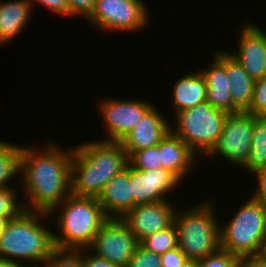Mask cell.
Returning <instances> with one entry per match:
<instances>
[{"label": "cell", "mask_w": 266, "mask_h": 267, "mask_svg": "<svg viewBox=\"0 0 266 267\" xmlns=\"http://www.w3.org/2000/svg\"><path fill=\"white\" fill-rule=\"evenodd\" d=\"M32 147L22 146L20 152L17 183H22L18 186L26 192L23 207L27 211L50 213L71 194L73 146L66 151L53 142L44 150Z\"/></svg>", "instance_id": "1"}, {"label": "cell", "mask_w": 266, "mask_h": 267, "mask_svg": "<svg viewBox=\"0 0 266 267\" xmlns=\"http://www.w3.org/2000/svg\"><path fill=\"white\" fill-rule=\"evenodd\" d=\"M128 154L120 142L97 140L73 147L71 194L98 197L105 185L128 166Z\"/></svg>", "instance_id": "2"}, {"label": "cell", "mask_w": 266, "mask_h": 267, "mask_svg": "<svg viewBox=\"0 0 266 267\" xmlns=\"http://www.w3.org/2000/svg\"><path fill=\"white\" fill-rule=\"evenodd\" d=\"M49 217L46 212L23 210L10 219L0 236V260L19 265L27 262L29 267H42L56 249L54 231L42 222Z\"/></svg>", "instance_id": "3"}, {"label": "cell", "mask_w": 266, "mask_h": 267, "mask_svg": "<svg viewBox=\"0 0 266 267\" xmlns=\"http://www.w3.org/2000/svg\"><path fill=\"white\" fill-rule=\"evenodd\" d=\"M49 215L56 216V225L53 226L58 229L53 233L55 247L71 250L88 248L108 219L96 197L74 194H70Z\"/></svg>", "instance_id": "4"}, {"label": "cell", "mask_w": 266, "mask_h": 267, "mask_svg": "<svg viewBox=\"0 0 266 267\" xmlns=\"http://www.w3.org/2000/svg\"><path fill=\"white\" fill-rule=\"evenodd\" d=\"M248 199L228 222L220 223V248L241 260L259 258L266 248V205Z\"/></svg>", "instance_id": "5"}, {"label": "cell", "mask_w": 266, "mask_h": 267, "mask_svg": "<svg viewBox=\"0 0 266 267\" xmlns=\"http://www.w3.org/2000/svg\"><path fill=\"white\" fill-rule=\"evenodd\" d=\"M199 204L183 212L178 208L174 219L178 247L189 260L195 261L220 248V219L216 217L215 207L210 199Z\"/></svg>", "instance_id": "6"}, {"label": "cell", "mask_w": 266, "mask_h": 267, "mask_svg": "<svg viewBox=\"0 0 266 267\" xmlns=\"http://www.w3.org/2000/svg\"><path fill=\"white\" fill-rule=\"evenodd\" d=\"M171 131L197 156L205 157L220 137L228 114L207 101L177 112Z\"/></svg>", "instance_id": "7"}, {"label": "cell", "mask_w": 266, "mask_h": 267, "mask_svg": "<svg viewBox=\"0 0 266 267\" xmlns=\"http://www.w3.org/2000/svg\"><path fill=\"white\" fill-rule=\"evenodd\" d=\"M143 0H96L94 10L87 18L95 30H144L149 25L150 12Z\"/></svg>", "instance_id": "8"}, {"label": "cell", "mask_w": 266, "mask_h": 267, "mask_svg": "<svg viewBox=\"0 0 266 267\" xmlns=\"http://www.w3.org/2000/svg\"><path fill=\"white\" fill-rule=\"evenodd\" d=\"M255 115L249 112L228 114L223 130L207 159L223 158L243 168L252 144Z\"/></svg>", "instance_id": "9"}, {"label": "cell", "mask_w": 266, "mask_h": 267, "mask_svg": "<svg viewBox=\"0 0 266 267\" xmlns=\"http://www.w3.org/2000/svg\"><path fill=\"white\" fill-rule=\"evenodd\" d=\"M139 242L121 218H108L88 249L119 267H127Z\"/></svg>", "instance_id": "10"}, {"label": "cell", "mask_w": 266, "mask_h": 267, "mask_svg": "<svg viewBox=\"0 0 266 267\" xmlns=\"http://www.w3.org/2000/svg\"><path fill=\"white\" fill-rule=\"evenodd\" d=\"M153 105L144 99L103 98L98 109L108 136L102 140L120 142Z\"/></svg>", "instance_id": "11"}, {"label": "cell", "mask_w": 266, "mask_h": 267, "mask_svg": "<svg viewBox=\"0 0 266 267\" xmlns=\"http://www.w3.org/2000/svg\"><path fill=\"white\" fill-rule=\"evenodd\" d=\"M240 28V36L238 41L236 40L237 49L228 53L242 65L253 80L262 79L266 77V30L248 21H244Z\"/></svg>", "instance_id": "12"}, {"label": "cell", "mask_w": 266, "mask_h": 267, "mask_svg": "<svg viewBox=\"0 0 266 267\" xmlns=\"http://www.w3.org/2000/svg\"><path fill=\"white\" fill-rule=\"evenodd\" d=\"M129 178L133 195V208L136 205L171 200L167 195L182 183L173 173L163 168L140 171L129 165Z\"/></svg>", "instance_id": "13"}, {"label": "cell", "mask_w": 266, "mask_h": 267, "mask_svg": "<svg viewBox=\"0 0 266 267\" xmlns=\"http://www.w3.org/2000/svg\"><path fill=\"white\" fill-rule=\"evenodd\" d=\"M178 207L171 200L136 205L121 219L134 233L138 242L174 224Z\"/></svg>", "instance_id": "14"}, {"label": "cell", "mask_w": 266, "mask_h": 267, "mask_svg": "<svg viewBox=\"0 0 266 267\" xmlns=\"http://www.w3.org/2000/svg\"><path fill=\"white\" fill-rule=\"evenodd\" d=\"M153 105L129 134L120 141L128 157L136 151L147 149L159 142L171 131L166 117Z\"/></svg>", "instance_id": "15"}, {"label": "cell", "mask_w": 266, "mask_h": 267, "mask_svg": "<svg viewBox=\"0 0 266 267\" xmlns=\"http://www.w3.org/2000/svg\"><path fill=\"white\" fill-rule=\"evenodd\" d=\"M159 151L161 168L173 173L180 181L199 163L198 156L172 131L159 142Z\"/></svg>", "instance_id": "16"}, {"label": "cell", "mask_w": 266, "mask_h": 267, "mask_svg": "<svg viewBox=\"0 0 266 267\" xmlns=\"http://www.w3.org/2000/svg\"><path fill=\"white\" fill-rule=\"evenodd\" d=\"M97 199L108 218H122L133 209L129 164L105 185Z\"/></svg>", "instance_id": "17"}, {"label": "cell", "mask_w": 266, "mask_h": 267, "mask_svg": "<svg viewBox=\"0 0 266 267\" xmlns=\"http://www.w3.org/2000/svg\"><path fill=\"white\" fill-rule=\"evenodd\" d=\"M213 56L207 68H200L207 84L206 101L227 114L239 113L241 111L232 101L226 66L215 55Z\"/></svg>", "instance_id": "18"}, {"label": "cell", "mask_w": 266, "mask_h": 267, "mask_svg": "<svg viewBox=\"0 0 266 267\" xmlns=\"http://www.w3.org/2000/svg\"><path fill=\"white\" fill-rule=\"evenodd\" d=\"M227 50H217L213 53L225 66L230 85L233 104L246 112L251 107L255 80L244 70L242 65L233 58Z\"/></svg>", "instance_id": "19"}, {"label": "cell", "mask_w": 266, "mask_h": 267, "mask_svg": "<svg viewBox=\"0 0 266 267\" xmlns=\"http://www.w3.org/2000/svg\"><path fill=\"white\" fill-rule=\"evenodd\" d=\"M171 106L173 114L206 102L207 84L199 71L187 72L174 84Z\"/></svg>", "instance_id": "20"}, {"label": "cell", "mask_w": 266, "mask_h": 267, "mask_svg": "<svg viewBox=\"0 0 266 267\" xmlns=\"http://www.w3.org/2000/svg\"><path fill=\"white\" fill-rule=\"evenodd\" d=\"M32 12L27 0H0V45H7L24 30Z\"/></svg>", "instance_id": "21"}, {"label": "cell", "mask_w": 266, "mask_h": 267, "mask_svg": "<svg viewBox=\"0 0 266 267\" xmlns=\"http://www.w3.org/2000/svg\"><path fill=\"white\" fill-rule=\"evenodd\" d=\"M266 165V116L255 115L252 144L249 151L245 172L253 174Z\"/></svg>", "instance_id": "22"}, {"label": "cell", "mask_w": 266, "mask_h": 267, "mask_svg": "<svg viewBox=\"0 0 266 267\" xmlns=\"http://www.w3.org/2000/svg\"><path fill=\"white\" fill-rule=\"evenodd\" d=\"M20 145L0 140V187H15L11 180L16 181L20 175ZM17 176V177H16Z\"/></svg>", "instance_id": "23"}, {"label": "cell", "mask_w": 266, "mask_h": 267, "mask_svg": "<svg viewBox=\"0 0 266 267\" xmlns=\"http://www.w3.org/2000/svg\"><path fill=\"white\" fill-rule=\"evenodd\" d=\"M139 244L155 254L162 255L178 246V231L173 224L142 239Z\"/></svg>", "instance_id": "24"}, {"label": "cell", "mask_w": 266, "mask_h": 267, "mask_svg": "<svg viewBox=\"0 0 266 267\" xmlns=\"http://www.w3.org/2000/svg\"><path fill=\"white\" fill-rule=\"evenodd\" d=\"M129 165L140 171H152L161 168L159 144L133 152L128 157Z\"/></svg>", "instance_id": "25"}, {"label": "cell", "mask_w": 266, "mask_h": 267, "mask_svg": "<svg viewBox=\"0 0 266 267\" xmlns=\"http://www.w3.org/2000/svg\"><path fill=\"white\" fill-rule=\"evenodd\" d=\"M18 189V190H17ZM0 187V217L9 220L17 217L23 210V202L19 196V187ZM19 197V198H17Z\"/></svg>", "instance_id": "26"}, {"label": "cell", "mask_w": 266, "mask_h": 267, "mask_svg": "<svg viewBox=\"0 0 266 267\" xmlns=\"http://www.w3.org/2000/svg\"><path fill=\"white\" fill-rule=\"evenodd\" d=\"M42 267H83L82 249H55Z\"/></svg>", "instance_id": "27"}, {"label": "cell", "mask_w": 266, "mask_h": 267, "mask_svg": "<svg viewBox=\"0 0 266 267\" xmlns=\"http://www.w3.org/2000/svg\"><path fill=\"white\" fill-rule=\"evenodd\" d=\"M242 260L232 253L219 248L205 258L198 260L199 267H241Z\"/></svg>", "instance_id": "28"}, {"label": "cell", "mask_w": 266, "mask_h": 267, "mask_svg": "<svg viewBox=\"0 0 266 267\" xmlns=\"http://www.w3.org/2000/svg\"><path fill=\"white\" fill-rule=\"evenodd\" d=\"M127 267H162L161 256L138 244Z\"/></svg>", "instance_id": "29"}, {"label": "cell", "mask_w": 266, "mask_h": 267, "mask_svg": "<svg viewBox=\"0 0 266 267\" xmlns=\"http://www.w3.org/2000/svg\"><path fill=\"white\" fill-rule=\"evenodd\" d=\"M246 112L266 116V77L255 81L251 107Z\"/></svg>", "instance_id": "30"}, {"label": "cell", "mask_w": 266, "mask_h": 267, "mask_svg": "<svg viewBox=\"0 0 266 267\" xmlns=\"http://www.w3.org/2000/svg\"><path fill=\"white\" fill-rule=\"evenodd\" d=\"M161 256L162 267H183L189 261L183 251L177 246Z\"/></svg>", "instance_id": "31"}, {"label": "cell", "mask_w": 266, "mask_h": 267, "mask_svg": "<svg viewBox=\"0 0 266 267\" xmlns=\"http://www.w3.org/2000/svg\"><path fill=\"white\" fill-rule=\"evenodd\" d=\"M96 0H67L70 17L81 15L88 18L94 10Z\"/></svg>", "instance_id": "32"}, {"label": "cell", "mask_w": 266, "mask_h": 267, "mask_svg": "<svg viewBox=\"0 0 266 267\" xmlns=\"http://www.w3.org/2000/svg\"><path fill=\"white\" fill-rule=\"evenodd\" d=\"M32 7L34 8V4L38 3V5H43L48 11H52V13H57L60 16H68L70 17V11L68 9L67 0H27Z\"/></svg>", "instance_id": "33"}, {"label": "cell", "mask_w": 266, "mask_h": 267, "mask_svg": "<svg viewBox=\"0 0 266 267\" xmlns=\"http://www.w3.org/2000/svg\"><path fill=\"white\" fill-rule=\"evenodd\" d=\"M82 263L83 267H119L107 259L95 255L88 248L82 249Z\"/></svg>", "instance_id": "34"}, {"label": "cell", "mask_w": 266, "mask_h": 267, "mask_svg": "<svg viewBox=\"0 0 266 267\" xmlns=\"http://www.w3.org/2000/svg\"><path fill=\"white\" fill-rule=\"evenodd\" d=\"M252 175L256 176L258 184L251 196L266 205V165L254 172Z\"/></svg>", "instance_id": "35"}, {"label": "cell", "mask_w": 266, "mask_h": 267, "mask_svg": "<svg viewBox=\"0 0 266 267\" xmlns=\"http://www.w3.org/2000/svg\"><path fill=\"white\" fill-rule=\"evenodd\" d=\"M241 267H266V264L260 258L244 259Z\"/></svg>", "instance_id": "36"}, {"label": "cell", "mask_w": 266, "mask_h": 267, "mask_svg": "<svg viewBox=\"0 0 266 267\" xmlns=\"http://www.w3.org/2000/svg\"><path fill=\"white\" fill-rule=\"evenodd\" d=\"M26 264L27 263H25V265H19L10 261L0 260V267H29Z\"/></svg>", "instance_id": "37"}, {"label": "cell", "mask_w": 266, "mask_h": 267, "mask_svg": "<svg viewBox=\"0 0 266 267\" xmlns=\"http://www.w3.org/2000/svg\"><path fill=\"white\" fill-rule=\"evenodd\" d=\"M9 219L6 217H0V236L4 233L5 227L8 224Z\"/></svg>", "instance_id": "38"}, {"label": "cell", "mask_w": 266, "mask_h": 267, "mask_svg": "<svg viewBox=\"0 0 266 267\" xmlns=\"http://www.w3.org/2000/svg\"><path fill=\"white\" fill-rule=\"evenodd\" d=\"M183 267H199L198 261L189 260Z\"/></svg>", "instance_id": "39"}, {"label": "cell", "mask_w": 266, "mask_h": 267, "mask_svg": "<svg viewBox=\"0 0 266 267\" xmlns=\"http://www.w3.org/2000/svg\"><path fill=\"white\" fill-rule=\"evenodd\" d=\"M259 258L266 264V248H265L264 251L261 253V255H260Z\"/></svg>", "instance_id": "40"}]
</instances>
